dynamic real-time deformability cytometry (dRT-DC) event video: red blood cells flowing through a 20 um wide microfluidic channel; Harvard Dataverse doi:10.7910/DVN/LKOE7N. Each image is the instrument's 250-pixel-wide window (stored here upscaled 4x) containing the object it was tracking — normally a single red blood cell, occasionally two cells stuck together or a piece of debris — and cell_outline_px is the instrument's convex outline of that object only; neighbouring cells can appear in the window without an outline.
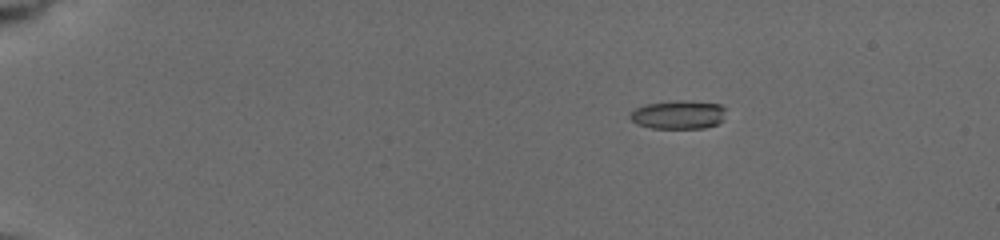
{"species": "common noctule bat (a hibernating species)", "species_latin": "Nyctalus noctula", "temperature_condition": "cold", "stored_images_in_passage": 11, "camera_frame_rate_fps": 3000, "um_per_image_px": 0.085, "animal": {"sex": "female", "body_mass_g": 19.5, "forearm_length_mm": 54.1}, "frame": {"image": 1, "passage_image": 5, "time_ms": 3.333, "image_size_px": [1000, 240], "cell_outline_px": [[724, 120], [716, 124], [704, 128], [652, 128], [636, 124], [628, 116], [636, 108], [644, 104], [676, 100], [680, 100], [720, 104], [724, 108]], "centroid_in_image_um": [57.64, 9.75], "position_along_channel_um": 27.4, "area_um2": 15.95}}
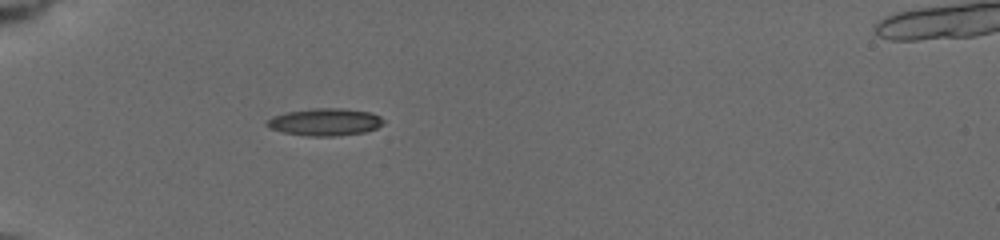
{"frame": {"image": 2, "passage_image": 8, "time_ms": 6.333, "image_size_px": [1000, 240], "cell_outline_px": [[384, 124], [376, 128], [364, 132], [336, 136], [308, 136], [284, 132], [268, 128], [264, 124], [272, 116], [288, 112], [312, 108], [344, 108], [372, 112], [380, 116], [384, 120]], "centroid_in_image_um": [27.64, 10.36], "position_along_channel_um": 57.4, "area_um2": 18.67}}
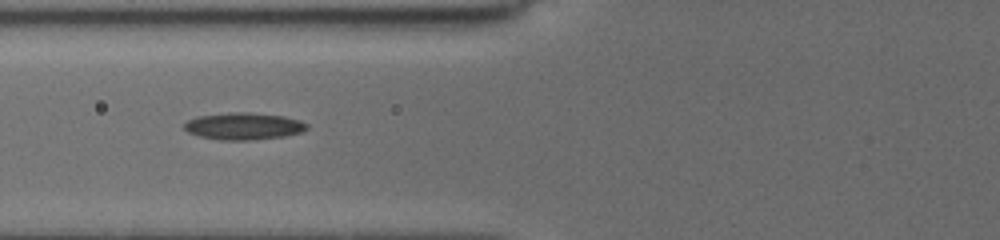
{"frame": {"image": 3, "passage_image": 10, "time_ms": 8.0, "image_size_px": [1000, 240], "cell_outline_px": [[308, 128], [300, 132], [284, 136], [252, 140], [220, 140], [200, 136], [188, 132], [184, 128], [184, 124], [188, 120], [196, 116], [232, 112], [248, 112], [284, 116], [300, 120], [308, 124]], "centroid_in_image_um": [20.71, 10.72], "position_along_channel_um": 105.1, "area_um2": 19.31}}